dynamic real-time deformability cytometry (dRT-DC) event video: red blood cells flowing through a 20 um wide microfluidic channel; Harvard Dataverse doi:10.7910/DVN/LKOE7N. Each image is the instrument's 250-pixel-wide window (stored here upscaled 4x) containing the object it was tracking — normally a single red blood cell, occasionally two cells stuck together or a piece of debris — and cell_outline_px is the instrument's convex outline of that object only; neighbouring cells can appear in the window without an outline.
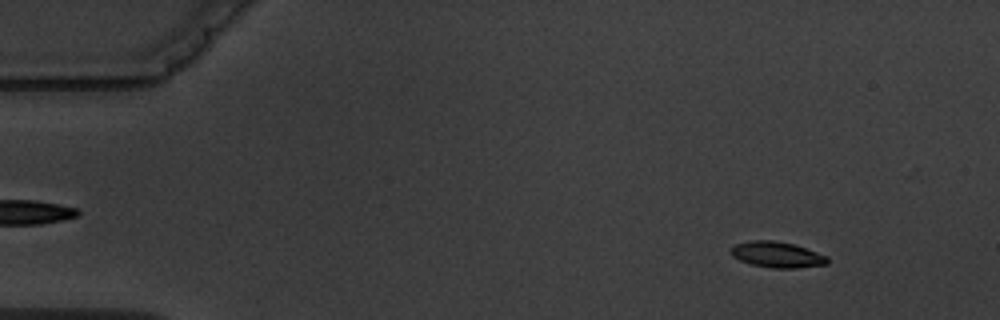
{"species": "common noctule bat (a hibernating species)", "species_latin": "Nyctalus noctula", "temperature_condition": "warm", "stored_images_in_passage": 3, "camera_frame_rate_fps": 3000, "um_per_image_px": 0.085, "animal": {"sex": "male", "body_mass_g": 19.5, "forearm_length_mm": 54.6}, "frame": {"image": 1, "passage_image": 1, "time_ms": 0.0, "image_size_px": [1000, 320], "cell_outline_px": [[828, 264], [796, 268], [772, 268], [752, 264], [740, 260], [732, 256], [732, 248], [736, 244], [748, 240], [772, 240], [796, 244], [828, 256]], "centroid_in_image_um": [66.09, 21.63], "position_along_channel_um": 18.9, "area_um2": 14.57}}